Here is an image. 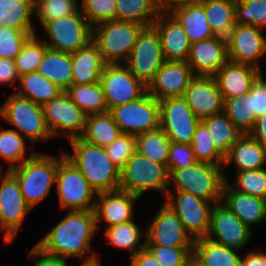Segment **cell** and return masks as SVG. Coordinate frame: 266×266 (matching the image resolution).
<instances>
[{"instance_id":"cell-1","label":"cell","mask_w":266,"mask_h":266,"mask_svg":"<svg viewBox=\"0 0 266 266\" xmlns=\"http://www.w3.org/2000/svg\"><path fill=\"white\" fill-rule=\"evenodd\" d=\"M97 228L94 210L70 211L36 246L62 258L83 256Z\"/></svg>"},{"instance_id":"cell-2","label":"cell","mask_w":266,"mask_h":266,"mask_svg":"<svg viewBox=\"0 0 266 266\" xmlns=\"http://www.w3.org/2000/svg\"><path fill=\"white\" fill-rule=\"evenodd\" d=\"M73 155L64 153L87 179L96 193L120 188V170L114 165L105 148L88 143L80 137L69 140Z\"/></svg>"},{"instance_id":"cell-3","label":"cell","mask_w":266,"mask_h":266,"mask_svg":"<svg viewBox=\"0 0 266 266\" xmlns=\"http://www.w3.org/2000/svg\"><path fill=\"white\" fill-rule=\"evenodd\" d=\"M59 159L35 153L9 171L17 178L26 204L32 209L47 195L56 182Z\"/></svg>"},{"instance_id":"cell-4","label":"cell","mask_w":266,"mask_h":266,"mask_svg":"<svg viewBox=\"0 0 266 266\" xmlns=\"http://www.w3.org/2000/svg\"><path fill=\"white\" fill-rule=\"evenodd\" d=\"M222 167V165L197 162L190 168L171 170L169 182L176 187L175 191L191 193L217 204L223 201V187L227 181Z\"/></svg>"},{"instance_id":"cell-5","label":"cell","mask_w":266,"mask_h":266,"mask_svg":"<svg viewBox=\"0 0 266 266\" xmlns=\"http://www.w3.org/2000/svg\"><path fill=\"white\" fill-rule=\"evenodd\" d=\"M92 41L97 45L106 64L127 61L139 34L146 27L140 23L112 20L94 25Z\"/></svg>"},{"instance_id":"cell-6","label":"cell","mask_w":266,"mask_h":266,"mask_svg":"<svg viewBox=\"0 0 266 266\" xmlns=\"http://www.w3.org/2000/svg\"><path fill=\"white\" fill-rule=\"evenodd\" d=\"M169 175L165 165L152 161L136 151L120 171L119 189L139 197L149 189L168 193Z\"/></svg>"},{"instance_id":"cell-7","label":"cell","mask_w":266,"mask_h":266,"mask_svg":"<svg viewBox=\"0 0 266 266\" xmlns=\"http://www.w3.org/2000/svg\"><path fill=\"white\" fill-rule=\"evenodd\" d=\"M123 134L138 135L160 127L159 101L146 92L139 99L109 109Z\"/></svg>"},{"instance_id":"cell-8","label":"cell","mask_w":266,"mask_h":266,"mask_svg":"<svg viewBox=\"0 0 266 266\" xmlns=\"http://www.w3.org/2000/svg\"><path fill=\"white\" fill-rule=\"evenodd\" d=\"M56 183L61 208H69L70 211L94 210L95 202L91 203V200L96 191L64 153L58 163Z\"/></svg>"},{"instance_id":"cell-9","label":"cell","mask_w":266,"mask_h":266,"mask_svg":"<svg viewBox=\"0 0 266 266\" xmlns=\"http://www.w3.org/2000/svg\"><path fill=\"white\" fill-rule=\"evenodd\" d=\"M0 115L14 125L30 142L52 137L43 115L42 105L28 98L12 94L1 106Z\"/></svg>"},{"instance_id":"cell-10","label":"cell","mask_w":266,"mask_h":266,"mask_svg":"<svg viewBox=\"0 0 266 266\" xmlns=\"http://www.w3.org/2000/svg\"><path fill=\"white\" fill-rule=\"evenodd\" d=\"M43 27L51 39L45 44L53 50L73 53L92 41L93 27L80 11L49 21Z\"/></svg>"},{"instance_id":"cell-11","label":"cell","mask_w":266,"mask_h":266,"mask_svg":"<svg viewBox=\"0 0 266 266\" xmlns=\"http://www.w3.org/2000/svg\"><path fill=\"white\" fill-rule=\"evenodd\" d=\"M165 61L156 29L153 26H147L139 34L125 66L137 79L148 86Z\"/></svg>"},{"instance_id":"cell-12","label":"cell","mask_w":266,"mask_h":266,"mask_svg":"<svg viewBox=\"0 0 266 266\" xmlns=\"http://www.w3.org/2000/svg\"><path fill=\"white\" fill-rule=\"evenodd\" d=\"M160 127L171 142L191 145L196 127L201 121L184 97H169L159 101Z\"/></svg>"},{"instance_id":"cell-13","label":"cell","mask_w":266,"mask_h":266,"mask_svg":"<svg viewBox=\"0 0 266 266\" xmlns=\"http://www.w3.org/2000/svg\"><path fill=\"white\" fill-rule=\"evenodd\" d=\"M46 125L52 137L66 132L67 139L81 136L87 114L63 91L59 96L42 105Z\"/></svg>"},{"instance_id":"cell-14","label":"cell","mask_w":266,"mask_h":266,"mask_svg":"<svg viewBox=\"0 0 266 266\" xmlns=\"http://www.w3.org/2000/svg\"><path fill=\"white\" fill-rule=\"evenodd\" d=\"M176 195L168 192V199L165 202L178 216L183 227L193 240L207 237L211 213L209 201L196 197L183 191H175Z\"/></svg>"},{"instance_id":"cell-15","label":"cell","mask_w":266,"mask_h":266,"mask_svg":"<svg viewBox=\"0 0 266 266\" xmlns=\"http://www.w3.org/2000/svg\"><path fill=\"white\" fill-rule=\"evenodd\" d=\"M100 83L109 109L135 101L147 92V86L120 63L106 64Z\"/></svg>"},{"instance_id":"cell-16","label":"cell","mask_w":266,"mask_h":266,"mask_svg":"<svg viewBox=\"0 0 266 266\" xmlns=\"http://www.w3.org/2000/svg\"><path fill=\"white\" fill-rule=\"evenodd\" d=\"M0 183V229L5 231V242L10 243L31 208L24 200L17 178L9 170Z\"/></svg>"},{"instance_id":"cell-17","label":"cell","mask_w":266,"mask_h":266,"mask_svg":"<svg viewBox=\"0 0 266 266\" xmlns=\"http://www.w3.org/2000/svg\"><path fill=\"white\" fill-rule=\"evenodd\" d=\"M261 32L259 27L235 24L226 37L229 61L260 70L259 58L266 53V39Z\"/></svg>"},{"instance_id":"cell-18","label":"cell","mask_w":266,"mask_h":266,"mask_svg":"<svg viewBox=\"0 0 266 266\" xmlns=\"http://www.w3.org/2000/svg\"><path fill=\"white\" fill-rule=\"evenodd\" d=\"M214 204L207 238L224 246L240 249L250 239L251 229L224 203ZM215 236L216 239L213 238Z\"/></svg>"},{"instance_id":"cell-19","label":"cell","mask_w":266,"mask_h":266,"mask_svg":"<svg viewBox=\"0 0 266 266\" xmlns=\"http://www.w3.org/2000/svg\"><path fill=\"white\" fill-rule=\"evenodd\" d=\"M145 231L146 245L194 247L193 238L185 231L176 213L164 203Z\"/></svg>"},{"instance_id":"cell-20","label":"cell","mask_w":266,"mask_h":266,"mask_svg":"<svg viewBox=\"0 0 266 266\" xmlns=\"http://www.w3.org/2000/svg\"><path fill=\"white\" fill-rule=\"evenodd\" d=\"M193 77L186 61H165L147 86V92L158 101L169 97H183Z\"/></svg>"},{"instance_id":"cell-21","label":"cell","mask_w":266,"mask_h":266,"mask_svg":"<svg viewBox=\"0 0 266 266\" xmlns=\"http://www.w3.org/2000/svg\"><path fill=\"white\" fill-rule=\"evenodd\" d=\"M201 120L224 111V99L212 76H194L183 96Z\"/></svg>"},{"instance_id":"cell-22","label":"cell","mask_w":266,"mask_h":266,"mask_svg":"<svg viewBox=\"0 0 266 266\" xmlns=\"http://www.w3.org/2000/svg\"><path fill=\"white\" fill-rule=\"evenodd\" d=\"M229 61L227 40L214 36L191 44L187 61L194 76H214ZM195 71V72H194Z\"/></svg>"},{"instance_id":"cell-23","label":"cell","mask_w":266,"mask_h":266,"mask_svg":"<svg viewBox=\"0 0 266 266\" xmlns=\"http://www.w3.org/2000/svg\"><path fill=\"white\" fill-rule=\"evenodd\" d=\"M152 26L159 35L165 60L187 62L191 42L181 25L169 13H160Z\"/></svg>"},{"instance_id":"cell-24","label":"cell","mask_w":266,"mask_h":266,"mask_svg":"<svg viewBox=\"0 0 266 266\" xmlns=\"http://www.w3.org/2000/svg\"><path fill=\"white\" fill-rule=\"evenodd\" d=\"M100 202H95L94 213L98 222L102 219L108 224L106 227L120 225L132 221L134 201L139 196L123 191L121 189L96 194Z\"/></svg>"},{"instance_id":"cell-25","label":"cell","mask_w":266,"mask_h":266,"mask_svg":"<svg viewBox=\"0 0 266 266\" xmlns=\"http://www.w3.org/2000/svg\"><path fill=\"white\" fill-rule=\"evenodd\" d=\"M260 74L261 71L253 66L228 61L213 77L223 99H229L248 94Z\"/></svg>"},{"instance_id":"cell-26","label":"cell","mask_w":266,"mask_h":266,"mask_svg":"<svg viewBox=\"0 0 266 266\" xmlns=\"http://www.w3.org/2000/svg\"><path fill=\"white\" fill-rule=\"evenodd\" d=\"M225 205L249 228L266 219V199L247 195L233 189L229 181L223 187Z\"/></svg>"},{"instance_id":"cell-27","label":"cell","mask_w":266,"mask_h":266,"mask_svg":"<svg viewBox=\"0 0 266 266\" xmlns=\"http://www.w3.org/2000/svg\"><path fill=\"white\" fill-rule=\"evenodd\" d=\"M73 81L72 84L99 83L106 63L97 45L91 41L85 47L71 53Z\"/></svg>"},{"instance_id":"cell-28","label":"cell","mask_w":266,"mask_h":266,"mask_svg":"<svg viewBox=\"0 0 266 266\" xmlns=\"http://www.w3.org/2000/svg\"><path fill=\"white\" fill-rule=\"evenodd\" d=\"M234 162L240 171L264 169L266 148L249 134H243L230 148L224 165Z\"/></svg>"},{"instance_id":"cell-29","label":"cell","mask_w":266,"mask_h":266,"mask_svg":"<svg viewBox=\"0 0 266 266\" xmlns=\"http://www.w3.org/2000/svg\"><path fill=\"white\" fill-rule=\"evenodd\" d=\"M36 72L66 91L73 81L71 53L48 48Z\"/></svg>"},{"instance_id":"cell-30","label":"cell","mask_w":266,"mask_h":266,"mask_svg":"<svg viewBox=\"0 0 266 266\" xmlns=\"http://www.w3.org/2000/svg\"><path fill=\"white\" fill-rule=\"evenodd\" d=\"M169 14L185 30L191 44L215 36L200 3L176 8Z\"/></svg>"},{"instance_id":"cell-31","label":"cell","mask_w":266,"mask_h":266,"mask_svg":"<svg viewBox=\"0 0 266 266\" xmlns=\"http://www.w3.org/2000/svg\"><path fill=\"white\" fill-rule=\"evenodd\" d=\"M122 134L109 112L87 115L80 138L88 143L106 148Z\"/></svg>"},{"instance_id":"cell-32","label":"cell","mask_w":266,"mask_h":266,"mask_svg":"<svg viewBox=\"0 0 266 266\" xmlns=\"http://www.w3.org/2000/svg\"><path fill=\"white\" fill-rule=\"evenodd\" d=\"M216 150L225 158L231 146L243 135L224 112L201 119Z\"/></svg>"},{"instance_id":"cell-33","label":"cell","mask_w":266,"mask_h":266,"mask_svg":"<svg viewBox=\"0 0 266 266\" xmlns=\"http://www.w3.org/2000/svg\"><path fill=\"white\" fill-rule=\"evenodd\" d=\"M236 250L205 237L194 240L193 254L207 266H240Z\"/></svg>"},{"instance_id":"cell-34","label":"cell","mask_w":266,"mask_h":266,"mask_svg":"<svg viewBox=\"0 0 266 266\" xmlns=\"http://www.w3.org/2000/svg\"><path fill=\"white\" fill-rule=\"evenodd\" d=\"M211 31L226 38L235 25V0H201Z\"/></svg>"},{"instance_id":"cell-35","label":"cell","mask_w":266,"mask_h":266,"mask_svg":"<svg viewBox=\"0 0 266 266\" xmlns=\"http://www.w3.org/2000/svg\"><path fill=\"white\" fill-rule=\"evenodd\" d=\"M65 92L87 115L109 112L100 82L72 84Z\"/></svg>"},{"instance_id":"cell-36","label":"cell","mask_w":266,"mask_h":266,"mask_svg":"<svg viewBox=\"0 0 266 266\" xmlns=\"http://www.w3.org/2000/svg\"><path fill=\"white\" fill-rule=\"evenodd\" d=\"M36 0H0V27L34 29L30 16Z\"/></svg>"},{"instance_id":"cell-37","label":"cell","mask_w":266,"mask_h":266,"mask_svg":"<svg viewBox=\"0 0 266 266\" xmlns=\"http://www.w3.org/2000/svg\"><path fill=\"white\" fill-rule=\"evenodd\" d=\"M19 81L23 90L15 93L39 105L49 102L63 92L56 84L38 72L24 74L19 77Z\"/></svg>"},{"instance_id":"cell-38","label":"cell","mask_w":266,"mask_h":266,"mask_svg":"<svg viewBox=\"0 0 266 266\" xmlns=\"http://www.w3.org/2000/svg\"><path fill=\"white\" fill-rule=\"evenodd\" d=\"M159 14L155 0H116V20L140 23L147 27L152 26Z\"/></svg>"},{"instance_id":"cell-39","label":"cell","mask_w":266,"mask_h":266,"mask_svg":"<svg viewBox=\"0 0 266 266\" xmlns=\"http://www.w3.org/2000/svg\"><path fill=\"white\" fill-rule=\"evenodd\" d=\"M135 137L136 151L139 154L166 166L172 142L161 127Z\"/></svg>"},{"instance_id":"cell-40","label":"cell","mask_w":266,"mask_h":266,"mask_svg":"<svg viewBox=\"0 0 266 266\" xmlns=\"http://www.w3.org/2000/svg\"><path fill=\"white\" fill-rule=\"evenodd\" d=\"M223 112L243 134H249L257 119L249 94L224 99Z\"/></svg>"},{"instance_id":"cell-41","label":"cell","mask_w":266,"mask_h":266,"mask_svg":"<svg viewBox=\"0 0 266 266\" xmlns=\"http://www.w3.org/2000/svg\"><path fill=\"white\" fill-rule=\"evenodd\" d=\"M140 237L141 232L133 220L106 228L107 241H109L112 246L133 250L131 256L146 247V243L138 244L140 242Z\"/></svg>"},{"instance_id":"cell-42","label":"cell","mask_w":266,"mask_h":266,"mask_svg":"<svg viewBox=\"0 0 266 266\" xmlns=\"http://www.w3.org/2000/svg\"><path fill=\"white\" fill-rule=\"evenodd\" d=\"M48 46L32 35L21 48L20 53L14 59L19 77L36 72L38 65L43 59Z\"/></svg>"},{"instance_id":"cell-43","label":"cell","mask_w":266,"mask_h":266,"mask_svg":"<svg viewBox=\"0 0 266 266\" xmlns=\"http://www.w3.org/2000/svg\"><path fill=\"white\" fill-rule=\"evenodd\" d=\"M25 152L26 144L18 131L8 129L0 132V156L10 161L8 170L22 164L35 154L33 152L29 158H25Z\"/></svg>"},{"instance_id":"cell-44","label":"cell","mask_w":266,"mask_h":266,"mask_svg":"<svg viewBox=\"0 0 266 266\" xmlns=\"http://www.w3.org/2000/svg\"><path fill=\"white\" fill-rule=\"evenodd\" d=\"M198 162L222 165L225 158L216 150L206 126L200 121L191 142Z\"/></svg>"},{"instance_id":"cell-45","label":"cell","mask_w":266,"mask_h":266,"mask_svg":"<svg viewBox=\"0 0 266 266\" xmlns=\"http://www.w3.org/2000/svg\"><path fill=\"white\" fill-rule=\"evenodd\" d=\"M235 24L266 27V0H235Z\"/></svg>"},{"instance_id":"cell-46","label":"cell","mask_w":266,"mask_h":266,"mask_svg":"<svg viewBox=\"0 0 266 266\" xmlns=\"http://www.w3.org/2000/svg\"><path fill=\"white\" fill-rule=\"evenodd\" d=\"M76 0H36L34 12L42 26L58 18L77 13Z\"/></svg>"},{"instance_id":"cell-47","label":"cell","mask_w":266,"mask_h":266,"mask_svg":"<svg viewBox=\"0 0 266 266\" xmlns=\"http://www.w3.org/2000/svg\"><path fill=\"white\" fill-rule=\"evenodd\" d=\"M32 35H35L34 29L0 27V58L14 60Z\"/></svg>"},{"instance_id":"cell-48","label":"cell","mask_w":266,"mask_h":266,"mask_svg":"<svg viewBox=\"0 0 266 266\" xmlns=\"http://www.w3.org/2000/svg\"><path fill=\"white\" fill-rule=\"evenodd\" d=\"M237 175L234 190L266 199V169L240 171Z\"/></svg>"},{"instance_id":"cell-49","label":"cell","mask_w":266,"mask_h":266,"mask_svg":"<svg viewBox=\"0 0 266 266\" xmlns=\"http://www.w3.org/2000/svg\"><path fill=\"white\" fill-rule=\"evenodd\" d=\"M81 12L92 27L116 20V0H82Z\"/></svg>"},{"instance_id":"cell-50","label":"cell","mask_w":266,"mask_h":266,"mask_svg":"<svg viewBox=\"0 0 266 266\" xmlns=\"http://www.w3.org/2000/svg\"><path fill=\"white\" fill-rule=\"evenodd\" d=\"M145 248L153 255L160 266H184L193 254L194 247L146 245Z\"/></svg>"},{"instance_id":"cell-51","label":"cell","mask_w":266,"mask_h":266,"mask_svg":"<svg viewBox=\"0 0 266 266\" xmlns=\"http://www.w3.org/2000/svg\"><path fill=\"white\" fill-rule=\"evenodd\" d=\"M105 151L114 165L121 171L129 158L136 152V137L122 133L105 148Z\"/></svg>"},{"instance_id":"cell-52","label":"cell","mask_w":266,"mask_h":266,"mask_svg":"<svg viewBox=\"0 0 266 266\" xmlns=\"http://www.w3.org/2000/svg\"><path fill=\"white\" fill-rule=\"evenodd\" d=\"M198 161L191 145L172 142L169 148L166 167L168 171L190 168Z\"/></svg>"},{"instance_id":"cell-53","label":"cell","mask_w":266,"mask_h":266,"mask_svg":"<svg viewBox=\"0 0 266 266\" xmlns=\"http://www.w3.org/2000/svg\"><path fill=\"white\" fill-rule=\"evenodd\" d=\"M252 97L253 111L258 118L266 113V81L260 74L254 81L250 92L248 93Z\"/></svg>"},{"instance_id":"cell-54","label":"cell","mask_w":266,"mask_h":266,"mask_svg":"<svg viewBox=\"0 0 266 266\" xmlns=\"http://www.w3.org/2000/svg\"><path fill=\"white\" fill-rule=\"evenodd\" d=\"M30 256H38V258L42 257L34 262V266H68L65 258L49 255L39 249L36 245L31 250Z\"/></svg>"},{"instance_id":"cell-55","label":"cell","mask_w":266,"mask_h":266,"mask_svg":"<svg viewBox=\"0 0 266 266\" xmlns=\"http://www.w3.org/2000/svg\"><path fill=\"white\" fill-rule=\"evenodd\" d=\"M17 79L19 80V75L14 60L0 58V83H10L14 85Z\"/></svg>"},{"instance_id":"cell-56","label":"cell","mask_w":266,"mask_h":266,"mask_svg":"<svg viewBox=\"0 0 266 266\" xmlns=\"http://www.w3.org/2000/svg\"><path fill=\"white\" fill-rule=\"evenodd\" d=\"M201 0H155L160 13H170L172 10L185 6L198 4Z\"/></svg>"},{"instance_id":"cell-57","label":"cell","mask_w":266,"mask_h":266,"mask_svg":"<svg viewBox=\"0 0 266 266\" xmlns=\"http://www.w3.org/2000/svg\"><path fill=\"white\" fill-rule=\"evenodd\" d=\"M130 266H160L153 255L146 249L130 256Z\"/></svg>"},{"instance_id":"cell-58","label":"cell","mask_w":266,"mask_h":266,"mask_svg":"<svg viewBox=\"0 0 266 266\" xmlns=\"http://www.w3.org/2000/svg\"><path fill=\"white\" fill-rule=\"evenodd\" d=\"M249 135L266 148V113L256 119L254 127L249 132Z\"/></svg>"},{"instance_id":"cell-59","label":"cell","mask_w":266,"mask_h":266,"mask_svg":"<svg viewBox=\"0 0 266 266\" xmlns=\"http://www.w3.org/2000/svg\"><path fill=\"white\" fill-rule=\"evenodd\" d=\"M240 266H266V254L259 251L248 253L244 259H240Z\"/></svg>"},{"instance_id":"cell-60","label":"cell","mask_w":266,"mask_h":266,"mask_svg":"<svg viewBox=\"0 0 266 266\" xmlns=\"http://www.w3.org/2000/svg\"><path fill=\"white\" fill-rule=\"evenodd\" d=\"M184 266H207V265H205L199 258H197L194 254H192L188 258Z\"/></svg>"}]
</instances>
